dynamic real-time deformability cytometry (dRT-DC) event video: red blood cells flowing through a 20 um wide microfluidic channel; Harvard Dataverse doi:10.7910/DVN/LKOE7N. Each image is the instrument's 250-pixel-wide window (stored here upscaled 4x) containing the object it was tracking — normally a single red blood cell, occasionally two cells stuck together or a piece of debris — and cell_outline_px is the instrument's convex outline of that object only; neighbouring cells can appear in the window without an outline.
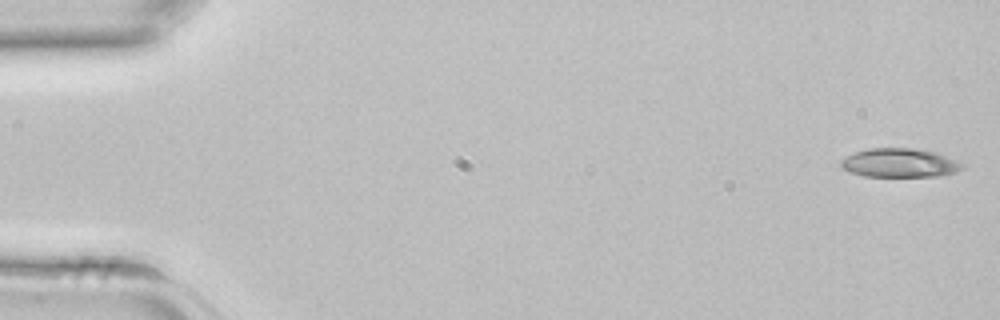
{"species": "common noctule bat (a hibernating species)", "species_latin": "Nyctalus noctula", "temperature_condition": "room temperature", "stored_images_in_passage": 43, "camera_frame_rate_fps": 3000, "um_per_image_px": 0.085, "animal": {"sex": "female", "body_mass_g": 22.7, "forearm_length_mm": 54.2}, "frame": {"image": 1, "passage_image": 1, "time_ms": 0.0, "image_size_px": [1000, 320], "cell_outline_px": [[964, 168], [956, 172], [940, 176], [864, 176], [848, 172], [840, 164], [840, 160], [856, 152], [868, 148], [916, 148], [932, 152], [956, 160], [964, 164]], "centroid_in_image_um": [76.47, 13.85], "position_along_channel_um": 8.5, "area_um2": 20.29}}
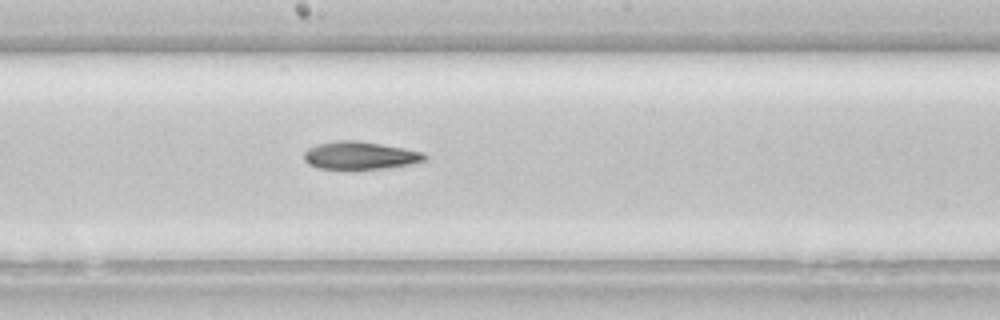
{"frame": {"image": 2, "passage_image": 23, "time_ms": 7.333, "image_size_px": [1000, 320], "cell_outline_px": [[428, 160], [412, 164], [384, 168], [352, 172], [320, 168], [308, 164], [304, 160], [304, 152], [308, 148], [320, 144], [336, 140], [356, 140], [404, 148], [424, 152], [428, 156]], "centroid_in_image_um": [30.62, 13.26], "position_along_channel_um": 217.6, "area_um2": 20.29}}
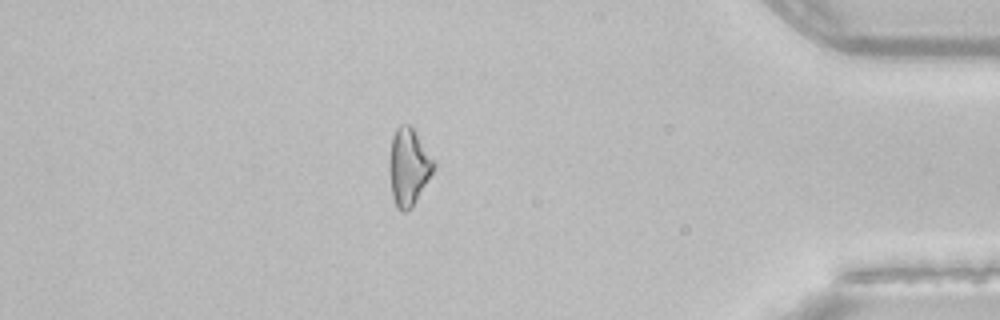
{"frame": {"image": 3, "passage_image": 37, "time_ms": 12.0, "image_size_px": [1000, 320], "cell_outline_px": [[436, 168], [412, 208], [404, 212], [400, 212], [396, 208], [392, 196], [388, 172], [388, 164], [392, 136], [396, 128], [400, 124], [412, 124], [436, 160]], "centroid_in_image_um": [34.75, 14.16], "position_along_channel_um": 400.5, "area_um2": 20.92}}